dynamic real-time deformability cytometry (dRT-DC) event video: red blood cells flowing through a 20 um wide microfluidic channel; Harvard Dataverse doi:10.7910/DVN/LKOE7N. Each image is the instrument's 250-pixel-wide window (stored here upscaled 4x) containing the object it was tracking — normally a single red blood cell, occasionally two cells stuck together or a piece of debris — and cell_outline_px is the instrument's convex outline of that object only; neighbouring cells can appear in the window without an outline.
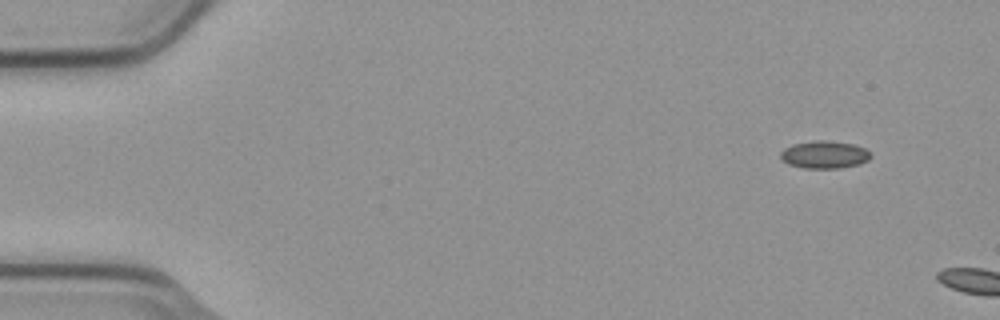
{"species": "common noctule bat (a hibernating species)", "species_latin": "Nyctalus noctula", "temperature_condition": "cold", "stored_images_in_passage": 2, "camera_frame_rate_fps": 3000, "um_per_image_px": 0.085, "animal": {"sex": "male", "body_mass_g": 23.1, "forearm_length_mm": 52.7}, "frame": {"image": 1, "passage_image": 1, "time_ms": 0.0, "image_size_px": [1000, 320], "cell_outline_px": [[872, 156], [868, 160], [860, 164], [840, 168], [804, 168], [788, 164], [780, 156], [780, 152], [784, 148], [792, 144], [812, 140], [828, 140], [856, 144], [872, 152]], "centroid_in_image_um": [70.11, 13.13], "position_along_channel_um": 14.9, "area_um2": 14.74}}